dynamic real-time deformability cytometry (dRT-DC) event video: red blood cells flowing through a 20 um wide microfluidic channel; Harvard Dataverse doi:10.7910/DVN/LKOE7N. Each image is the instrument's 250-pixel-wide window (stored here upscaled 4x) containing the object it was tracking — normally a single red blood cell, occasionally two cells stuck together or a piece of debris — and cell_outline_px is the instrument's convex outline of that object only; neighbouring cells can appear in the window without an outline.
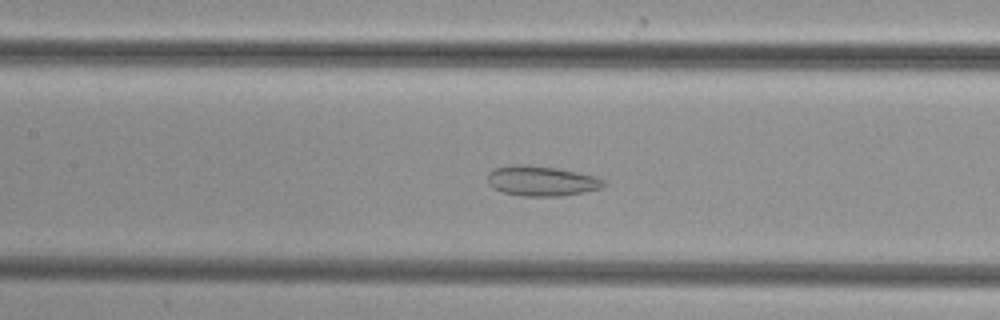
{"species": "common noctule bat (a hibernating species)", "species_latin": "Nyctalus noctula", "temperature_condition": "cold", "stored_images_in_passage": 36, "camera_frame_rate_fps": 3000, "um_per_image_px": 0.085, "animal": {"sex": "female", "body_mass_g": 29.2, "forearm_length_mm": 56.3}, "frame": {"image": 1, "passage_image": 8, "time_ms": 2.333, "image_size_px": [1000, 320], "cell_outline_px": [[608, 184], [600, 188], [584, 192], [564, 196], [520, 196], [504, 192], [492, 188], [488, 184], [488, 172], [496, 168], [512, 164], [528, 164], [556, 168], [576, 172], [592, 176], [604, 180]], "centroid_in_image_um": [46.0, 15.38], "position_along_channel_um": 161.4, "area_um2": 20.4}}
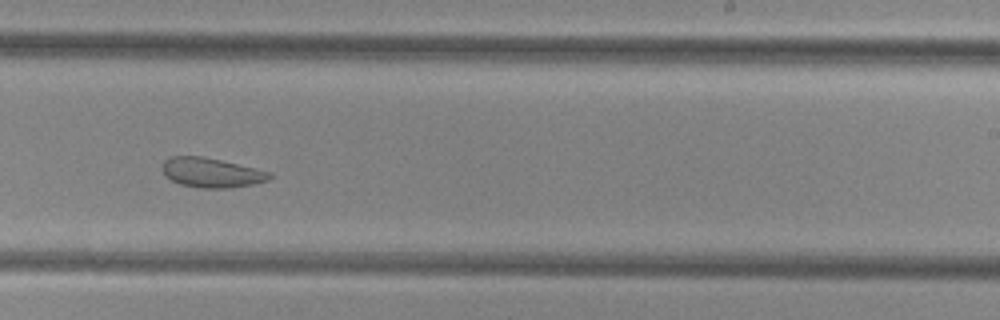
{"frame": {"image": 2, "passage_image": 16, "time_ms": 5.0, "image_size_px": [1000, 320], "cell_outline_px": [[272, 176], [268, 180], [252, 184], [228, 188], [200, 188], [180, 184], [164, 176], [164, 160], [172, 156], [200, 156], [220, 160], [272, 172]], "centroid_in_image_um": [17.98, 14.68], "position_along_channel_um": 271.0, "area_um2": 18.26}}
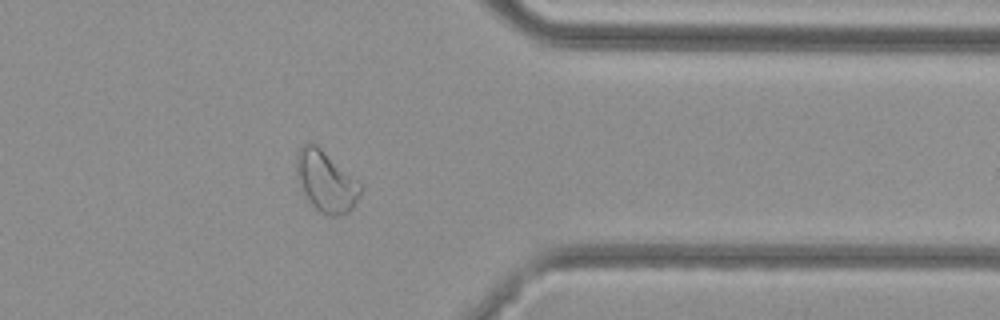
{"frame": {"image": 3, "passage_image": 25, "time_ms": 8.0, "image_size_px": [1000, 320], "cell_outline_px": [[364, 188], [360, 196], [352, 208], [348, 212], [340, 216], [328, 216], [320, 212], [304, 196], [300, 188], [296, 176], [296, 152], [304, 144], [316, 144], [364, 184]], "centroid_in_image_um": [27.73, 15.43], "position_along_channel_um": 383.7, "area_um2": 23.24}}